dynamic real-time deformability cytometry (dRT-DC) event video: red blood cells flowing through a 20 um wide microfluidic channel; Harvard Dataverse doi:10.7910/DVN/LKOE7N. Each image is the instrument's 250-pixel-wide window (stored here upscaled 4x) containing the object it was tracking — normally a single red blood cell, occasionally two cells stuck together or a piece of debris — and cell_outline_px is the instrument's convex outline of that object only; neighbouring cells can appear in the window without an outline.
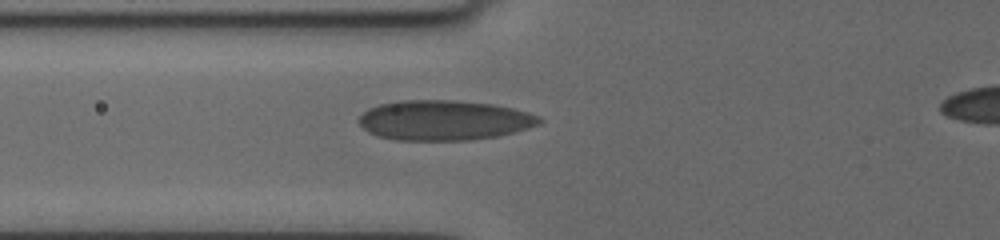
{"species": "human", "species_latin": "Homo sapiens", "temperature_condition": "cold", "stored_images_in_passage": 3, "camera_frame_rate_fps": 3000, "um_per_image_px": 0.085, "donor": {"sex": "female"}, "frame": {"image": 1, "passage_image": 3, "time_ms": 1.667, "image_size_px": [1000, 240], "cell_outline_px": [[544, 120], [540, 124], [512, 132], [496, 136], [468, 140], [396, 140], [380, 136], [368, 132], [360, 124], [360, 116], [368, 108], [380, 104], [400, 100], [456, 100], [492, 104], [512, 108], [528, 112], [540, 116]], "centroid_in_image_um": [37.76, 10.21], "position_along_channel_um": 88.0, "area_um2": 41.91}}